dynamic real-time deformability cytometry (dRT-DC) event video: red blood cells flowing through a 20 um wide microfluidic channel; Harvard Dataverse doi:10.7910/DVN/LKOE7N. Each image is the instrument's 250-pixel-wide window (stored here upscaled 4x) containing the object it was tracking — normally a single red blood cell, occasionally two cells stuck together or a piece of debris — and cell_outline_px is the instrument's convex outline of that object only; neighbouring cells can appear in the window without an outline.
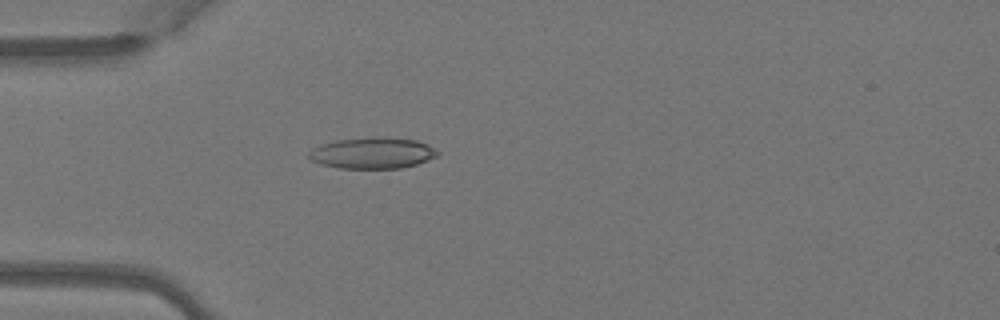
{"species": "Egyptian fruit bat (a non-hibernating species)", "species_latin": "Rousettus aegyptiacus", "temperature_condition": "warm", "stored_images_in_passage": 2, "camera_frame_rate_fps": 3000, "um_per_image_px": 0.085, "animal": {"sex": "female"}, "frame": {"image": 1, "passage_image": 2, "time_ms": 0.333, "image_size_px": [1000, 320], "cell_outline_px": [[440, 152], [436, 156], [428, 160], [416, 164], [400, 168], [340, 168], [320, 164], [312, 160], [308, 156], [308, 152], [312, 148], [336, 140], [372, 136], [384, 136], [416, 140], [428, 144]], "centroid_in_image_um": [31.67, 12.99], "position_along_channel_um": 53.3, "area_um2": 23.52}}